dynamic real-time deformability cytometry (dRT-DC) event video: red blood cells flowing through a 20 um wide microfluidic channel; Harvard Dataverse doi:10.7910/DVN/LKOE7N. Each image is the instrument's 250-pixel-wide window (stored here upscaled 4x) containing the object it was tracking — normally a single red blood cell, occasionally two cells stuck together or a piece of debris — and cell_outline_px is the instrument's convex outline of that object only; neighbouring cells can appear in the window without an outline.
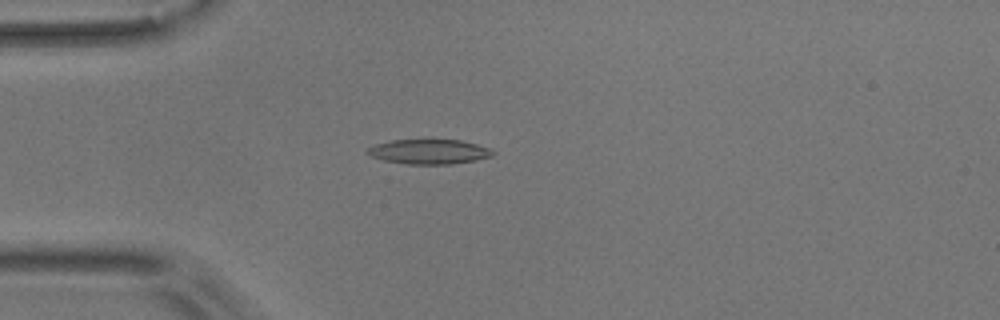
{"species": "common noctule bat (a hibernating species)", "species_latin": "Nyctalus noctula", "temperature_condition": "room temperature", "stored_images_in_passage": 6, "camera_frame_rate_fps": 3000, "um_per_image_px": 0.085, "animal": {"sex": "male", "body_mass_g": 17.9}, "frame": {"image": 1, "passage_image": 5, "time_ms": 4.667, "image_size_px": [1000, 320], "cell_outline_px": [[496, 152], [492, 156], [476, 160], [452, 164], [408, 164], [384, 160], [372, 156], [364, 152], [368, 148], [376, 144], [392, 140], [460, 140], [476, 144], [488, 148]], "centroid_in_image_um": [36.47, 12.89], "position_along_channel_um": 48.5, "area_um2": 17.92}}